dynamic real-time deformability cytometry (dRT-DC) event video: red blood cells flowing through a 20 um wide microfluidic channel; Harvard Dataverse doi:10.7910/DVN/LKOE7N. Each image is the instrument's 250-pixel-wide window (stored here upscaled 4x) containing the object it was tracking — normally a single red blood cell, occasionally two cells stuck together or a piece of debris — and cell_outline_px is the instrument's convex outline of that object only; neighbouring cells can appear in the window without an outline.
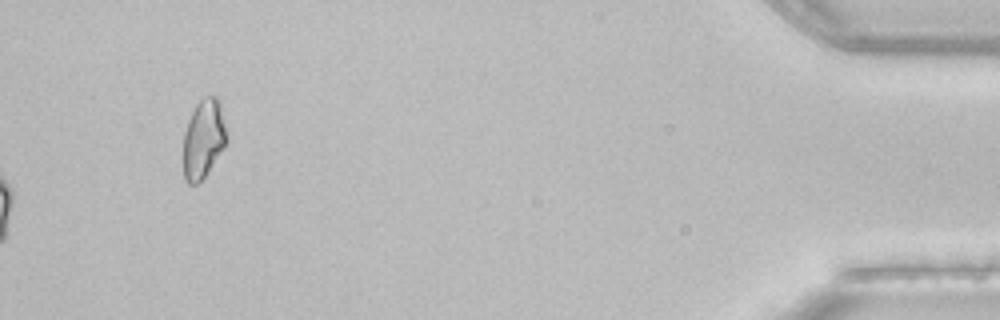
{"species": "common noctule bat (a hibernating species)", "species_latin": "Nyctalus noctula", "temperature_condition": "room temperature", "stored_images_in_passage": 39, "camera_frame_rate_fps": 3000, "um_per_image_px": 0.085, "animal": {"sex": "female", "body_mass_g": 22.7, "forearm_length_mm": 54.2}, "frame": {"image": 1, "passage_image": 39, "time_ms": 12.667, "image_size_px": [1000, 320], "cell_outline_px": [[228, 140], [224, 148], [208, 172], [196, 184], [188, 184], [184, 180], [184, 132], [188, 120], [196, 104], [204, 96], [216, 96], [220, 100], [228, 136]], "centroid_in_image_um": [17.32, 11.78], "position_along_channel_um": 417.9, "area_um2": 20.11}}